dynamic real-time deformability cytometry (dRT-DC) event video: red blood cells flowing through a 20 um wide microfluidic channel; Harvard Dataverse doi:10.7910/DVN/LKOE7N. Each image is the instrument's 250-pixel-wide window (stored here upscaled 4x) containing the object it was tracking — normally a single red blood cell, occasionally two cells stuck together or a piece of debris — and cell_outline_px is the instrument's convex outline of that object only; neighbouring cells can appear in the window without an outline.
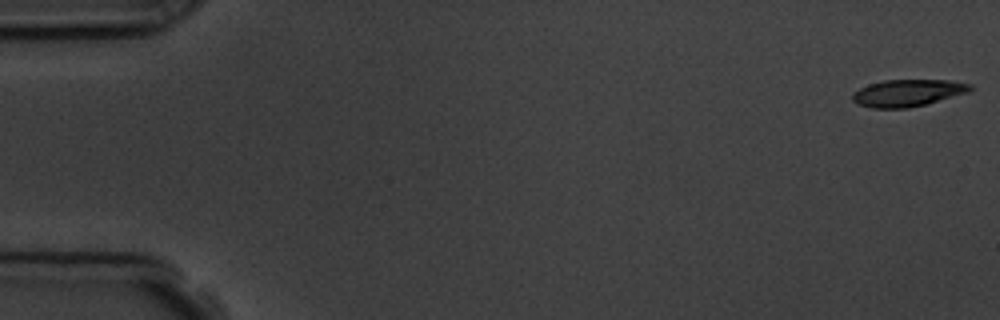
{"species": "common noctule bat (a hibernating species)", "species_latin": "Nyctalus noctula", "temperature_condition": "room temperature", "stored_images_in_passage": 3, "camera_frame_rate_fps": 3000, "um_per_image_px": 0.085, "animal": {"sex": "male", "body_mass_g": 19.5, "forearm_length_mm": 54.6}, "frame": {"image": 1, "passage_image": 1, "time_ms": 0.0, "image_size_px": [1000, 320], "cell_outline_px": [[976, 88], [968, 92], [924, 104], [908, 108], [872, 108], [856, 104], [852, 100], [852, 92], [868, 84], [884, 80], [948, 80], [972, 84]], "centroid_in_image_um": [77.13, 7.89], "position_along_channel_um": 7.9, "area_um2": 18.55}}